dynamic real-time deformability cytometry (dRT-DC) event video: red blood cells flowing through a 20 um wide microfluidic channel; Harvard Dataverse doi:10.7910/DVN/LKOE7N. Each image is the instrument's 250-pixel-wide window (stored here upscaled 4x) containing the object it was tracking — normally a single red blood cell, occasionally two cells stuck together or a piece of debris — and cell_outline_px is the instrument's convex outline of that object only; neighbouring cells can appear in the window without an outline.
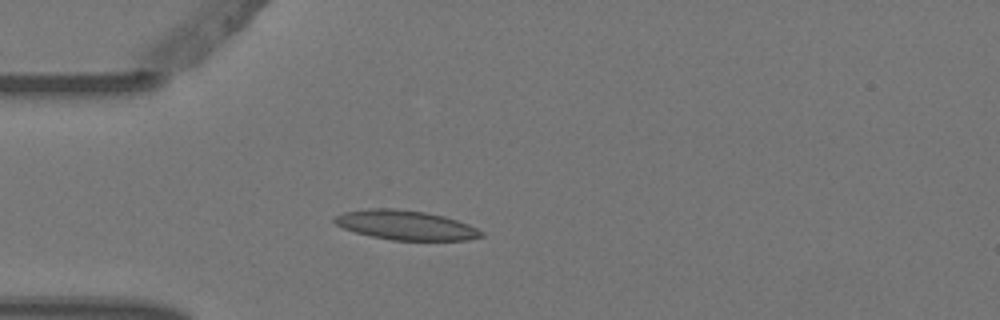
{"species": "Egyptian fruit bat (a non-hibernating species)", "species_latin": "Rousettus aegyptiacus", "temperature_condition": "warm", "stored_images_in_passage": 4, "camera_frame_rate_fps": 3000, "um_per_image_px": 0.085, "animal": {"sex": "female"}, "frame": {"image": 1, "passage_image": 4, "time_ms": 1.0, "image_size_px": [1000, 320], "cell_outline_px": [[484, 236], [468, 240], [392, 240], [372, 236], [356, 232], [344, 228], [336, 224], [332, 220], [336, 216], [344, 212], [368, 208], [396, 208], [424, 212], [444, 216], [468, 224], [484, 232]], "centroid_in_image_um": [34.49, 19.13], "position_along_channel_um": 50.5, "area_um2": 25.09}}